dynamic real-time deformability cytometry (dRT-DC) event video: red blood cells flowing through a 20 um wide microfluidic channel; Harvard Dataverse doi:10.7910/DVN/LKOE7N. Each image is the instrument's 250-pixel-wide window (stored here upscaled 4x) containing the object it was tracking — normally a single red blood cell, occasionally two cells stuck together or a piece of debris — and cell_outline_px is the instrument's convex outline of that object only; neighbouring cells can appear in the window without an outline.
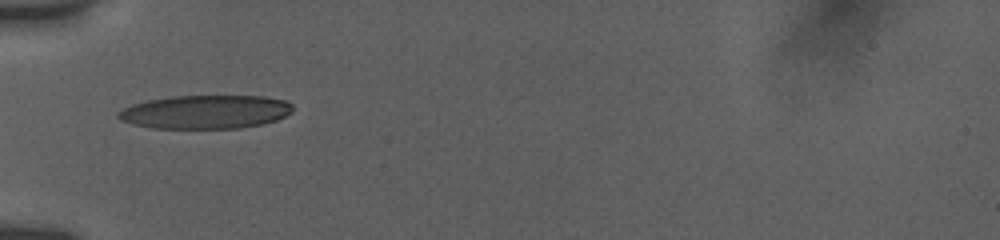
{"species": "human", "species_latin": "Homo sapiens", "temperature_condition": "room temperature", "stored_images_in_passage": 30, "camera_frame_rate_fps": 3000, "um_per_image_px": 0.085, "donor": {"sex": "female"}, "frame": {"image": 1, "passage_image": 1, "time_ms": 0.0, "image_size_px": [1000, 240], "cell_outline_px": [[292, 112], [276, 120], [260, 124], [240, 128], [152, 128], [132, 124], [120, 120], [116, 116], [116, 112], [132, 104], [148, 100], [172, 96], [264, 96], [288, 100], [292, 104]], "centroid_in_image_um": [17.45, 9.51], "position_along_channel_um": 67.5, "area_um2": 34.28}}
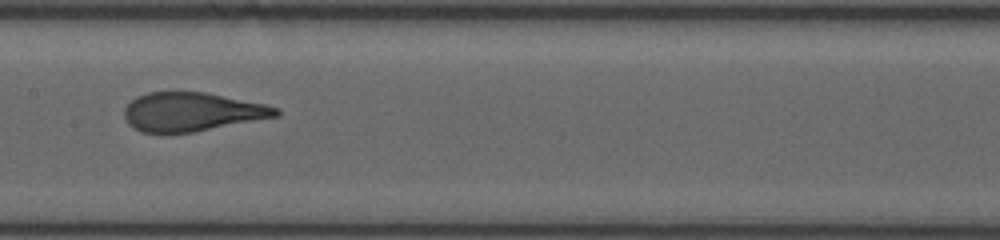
{"frame": {"image": 2, "passage_image": 7, "time_ms": 3.333, "image_size_px": [1000, 240], "cell_outline_px": [[280, 116], [192, 132], [140, 132], [132, 128], [128, 124], [124, 116], [124, 108], [136, 96], [148, 92], [204, 92], [264, 104], [280, 108]], "centroid_in_image_um": [16.3, 9.5], "position_along_channel_um": 191.1, "area_um2": 34.1}}
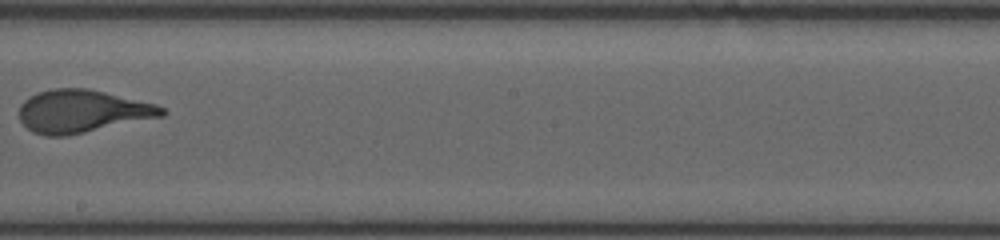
{"frame": {"image": 3, "passage_image": 10, "time_ms": 4.667, "image_size_px": [1000, 240], "cell_outline_px": [[168, 112], [164, 116], [64, 136], [44, 136], [32, 132], [20, 120], [20, 104], [24, 100], [36, 92], [56, 88], [88, 88], [156, 104], [164, 108]], "centroid_in_image_um": [6.98, 9.45], "position_along_channel_um": 241.2, "area_um2": 35.43}}